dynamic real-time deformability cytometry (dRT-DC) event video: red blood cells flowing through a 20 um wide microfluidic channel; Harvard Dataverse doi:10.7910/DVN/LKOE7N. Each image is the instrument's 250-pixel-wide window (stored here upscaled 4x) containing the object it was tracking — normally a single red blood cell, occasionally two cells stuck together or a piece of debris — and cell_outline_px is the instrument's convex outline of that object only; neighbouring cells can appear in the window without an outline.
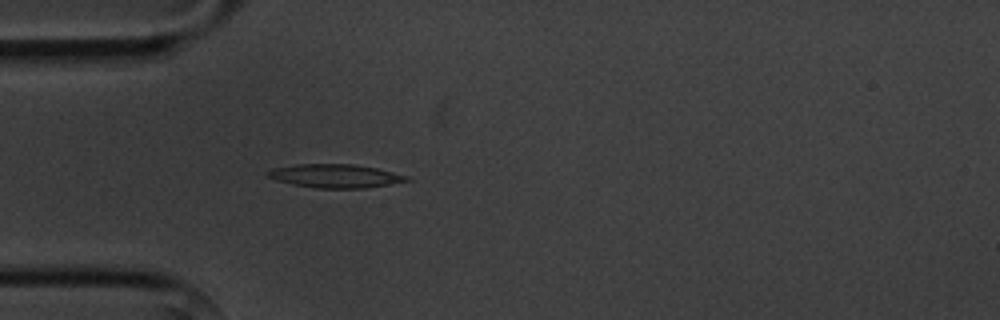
{"species": "common noctule bat (a hibernating species)", "species_latin": "Nyctalus noctula", "temperature_condition": "cold", "stored_images_in_passage": 3, "camera_frame_rate_fps": 3000, "um_per_image_px": 0.085, "animal": {"sex": "male", "body_mass_g": 20.1, "forearm_length_mm": 53.5}, "frame": {"image": 1, "passage_image": 3, "time_ms": 2.333, "image_size_px": [1000, 320], "cell_outline_px": [[412, 180], [364, 188], [316, 188], [292, 184], [276, 180], [268, 176], [264, 172], [272, 168], [296, 164], [352, 164], [376, 168], [408, 176]], "centroid_in_image_um": [28.45, 14.95], "position_along_channel_um": 56.5, "area_um2": 18.96}}